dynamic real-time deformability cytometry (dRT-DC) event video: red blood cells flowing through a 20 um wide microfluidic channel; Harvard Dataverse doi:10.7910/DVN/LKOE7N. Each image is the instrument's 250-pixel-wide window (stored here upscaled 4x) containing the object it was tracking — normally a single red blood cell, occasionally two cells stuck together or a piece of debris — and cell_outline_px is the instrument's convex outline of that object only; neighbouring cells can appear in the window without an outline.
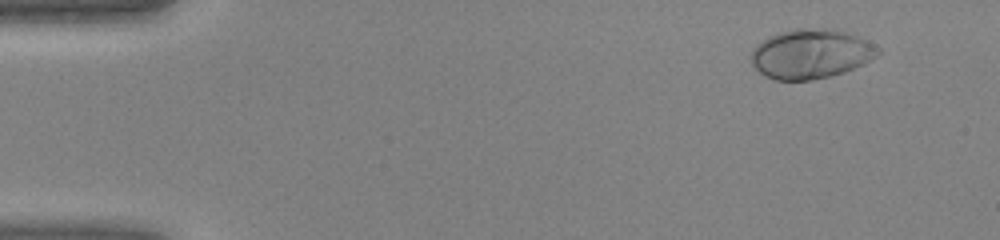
{"species": "human", "species_latin": "Homo sapiens", "temperature_condition": "warm", "stored_images_in_passage": 42, "camera_frame_rate_fps": 3000, "um_per_image_px": 0.085, "donor": {"sex": "female"}, "frame": {"image": 1, "passage_image": 1, "time_ms": 0.0, "image_size_px": [1000, 240], "cell_outline_px": [[880, 52], [876, 56], [844, 72], [832, 76], [812, 80], [776, 80], [760, 72], [752, 64], [752, 48], [756, 44], [768, 36], [780, 32], [796, 28], [828, 28], [844, 32], [856, 36], [880, 48]], "centroid_in_image_um": [68.88, 4.57], "position_along_channel_um": 16.1, "area_um2": 36.18}}
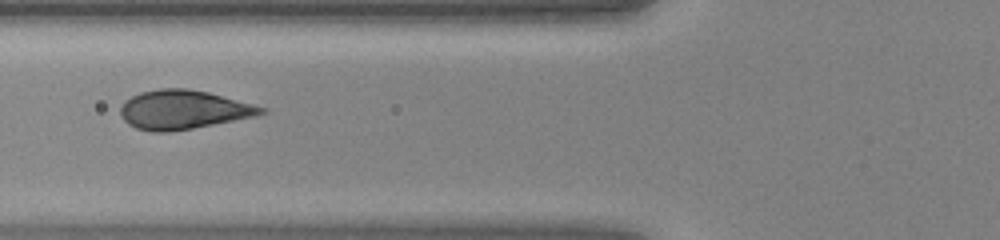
{"frame": {"image": 2, "passage_image": 15, "time_ms": 4.667, "image_size_px": [1000, 240], "cell_outline_px": [[268, 112], [256, 116], [192, 128], [168, 132], [152, 132], [136, 128], [128, 124], [120, 116], [120, 108], [124, 100], [140, 92], [160, 88], [188, 88], [208, 92], [268, 108]], "centroid_in_image_um": [15.57, 9.32], "position_along_channel_um": 110.2, "area_um2": 32.08}}
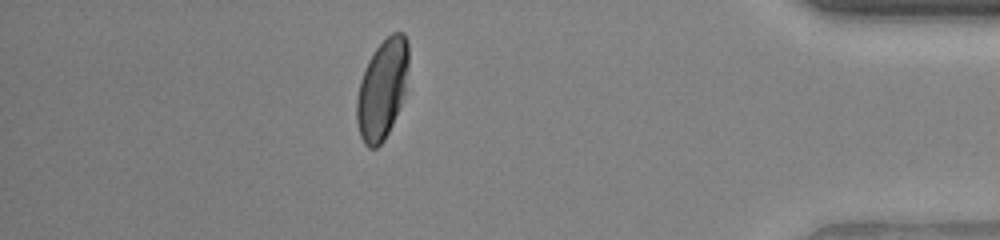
{"frame": {"image": 3, "passage_image": 37, "time_ms": 12.0, "image_size_px": [1000, 240], "cell_outline_px": [[408, 68], [404, 92], [400, 104], [392, 124], [384, 140], [376, 148], [368, 148], [364, 144], [360, 136], [356, 120], [356, 100], [360, 80], [364, 68], [368, 60], [376, 48], [392, 32], [404, 32], [408, 40]], "centroid_in_image_um": [32.47, 7.57], "position_along_channel_um": 402.7, "area_um2": 30.06}}